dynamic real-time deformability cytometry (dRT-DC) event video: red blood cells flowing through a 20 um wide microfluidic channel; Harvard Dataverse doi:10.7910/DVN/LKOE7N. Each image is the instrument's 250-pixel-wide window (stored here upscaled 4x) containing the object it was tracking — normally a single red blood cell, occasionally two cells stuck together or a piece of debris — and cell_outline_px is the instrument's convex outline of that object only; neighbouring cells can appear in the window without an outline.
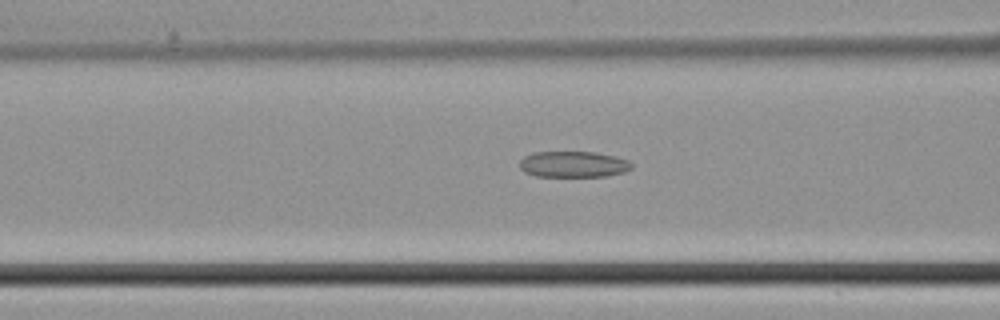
{"species": "common noctule bat (a hibernating species)", "species_latin": "Nyctalus noctula", "temperature_condition": "cold", "stored_images_in_passage": 31, "camera_frame_rate_fps": 3000, "um_per_image_px": 0.085, "animal": {"sex": "male", "body_mass_g": 21.5, "forearm_length_mm": 52.0}, "frame": {"image": 1, "passage_image": 9, "time_ms": 2.667, "image_size_px": [1000, 320], "cell_outline_px": [[632, 168], [624, 172], [604, 176], [536, 176], [524, 172], [520, 168], [520, 160], [524, 156], [532, 152], [596, 152], [616, 156], [628, 160], [632, 164]], "centroid_in_image_um": [48.73, 13.95], "position_along_channel_um": 117.9, "area_um2": 17.05}}
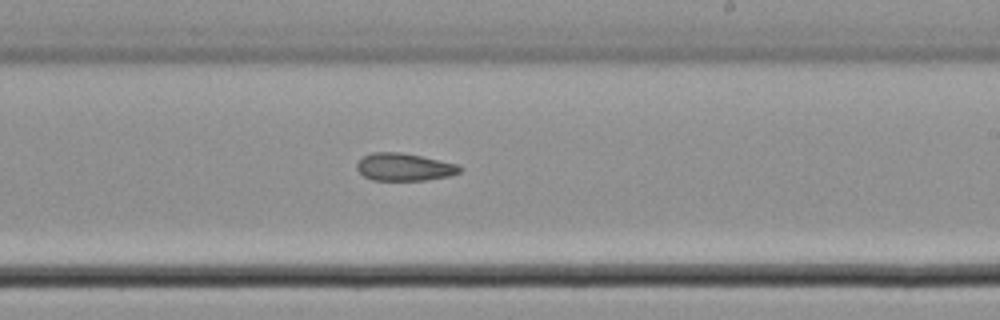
{"frame": {"image": 2, "passage_image": 18, "time_ms": 5.667, "image_size_px": [1000, 320], "cell_outline_px": [[460, 172], [448, 176], [424, 180], [372, 180], [364, 176], [356, 168], [356, 164], [364, 156], [372, 152], [400, 152], [460, 164]], "centroid_in_image_um": [34.35, 14.19], "position_along_channel_um": 254.7, "area_um2": 16.42}}
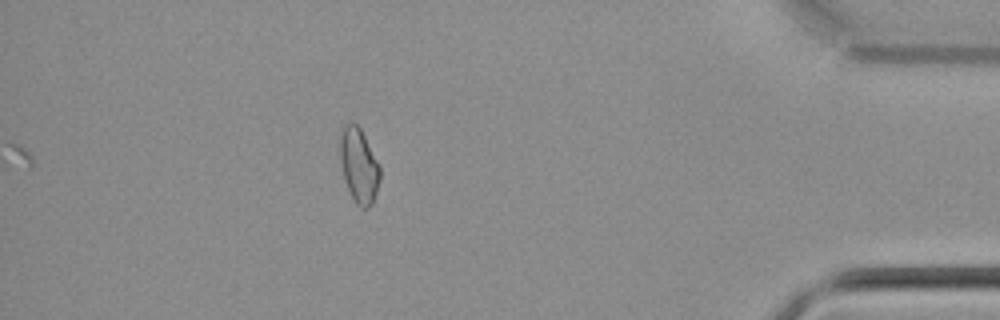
{"frame": {"image": 3, "passage_image": 31, "time_ms": 10.0, "image_size_px": [1000, 320], "cell_outline_px": [[380, 180], [372, 204], [368, 208], [360, 208], [356, 204], [348, 188], [344, 176], [340, 160], [340, 136], [344, 124], [356, 124], [360, 128], [380, 164]], "centroid_in_image_um": [30.52, 14.08], "position_along_channel_um": 404.7, "area_um2": 17.22}}